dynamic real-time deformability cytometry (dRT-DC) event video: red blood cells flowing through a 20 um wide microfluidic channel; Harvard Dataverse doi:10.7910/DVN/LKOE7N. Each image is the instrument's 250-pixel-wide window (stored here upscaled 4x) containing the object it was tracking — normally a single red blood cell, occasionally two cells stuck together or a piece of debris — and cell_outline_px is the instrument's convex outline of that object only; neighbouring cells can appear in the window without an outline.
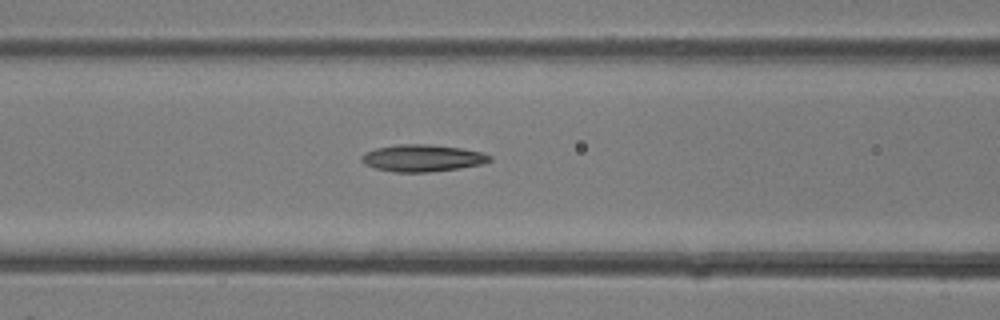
{"species": "common noctule bat (a hibernating species)", "species_latin": "Nyctalus noctula", "temperature_condition": "room temperature", "stored_images_in_passage": 5, "camera_frame_rate_fps": 3000, "um_per_image_px": 0.085, "animal": {"sex": "female"}, "frame": {"image": 1, "passage_image": 4, "time_ms": 1.0, "image_size_px": [1000, 320], "cell_outline_px": [[492, 160], [484, 164], [460, 168], [428, 172], [392, 172], [376, 168], [364, 164], [360, 160], [360, 156], [364, 152], [376, 148], [396, 144], [428, 144], [460, 148], [480, 152], [492, 156]], "centroid_in_image_um": [35.88, 13.44], "position_along_channel_um": 130.7, "area_um2": 20.29}}